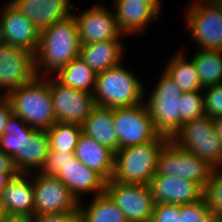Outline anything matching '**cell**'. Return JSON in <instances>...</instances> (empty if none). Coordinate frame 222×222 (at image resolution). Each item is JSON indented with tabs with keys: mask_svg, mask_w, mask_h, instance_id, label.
<instances>
[{
	"mask_svg": "<svg viewBox=\"0 0 222 222\" xmlns=\"http://www.w3.org/2000/svg\"><path fill=\"white\" fill-rule=\"evenodd\" d=\"M149 186L156 204L185 205L201 200L204 195L196 182L174 176L155 175Z\"/></svg>",
	"mask_w": 222,
	"mask_h": 222,
	"instance_id": "cell-16",
	"label": "cell"
},
{
	"mask_svg": "<svg viewBox=\"0 0 222 222\" xmlns=\"http://www.w3.org/2000/svg\"><path fill=\"white\" fill-rule=\"evenodd\" d=\"M48 77L57 121L82 125L96 106L93 94L64 86L53 76Z\"/></svg>",
	"mask_w": 222,
	"mask_h": 222,
	"instance_id": "cell-12",
	"label": "cell"
},
{
	"mask_svg": "<svg viewBox=\"0 0 222 222\" xmlns=\"http://www.w3.org/2000/svg\"><path fill=\"white\" fill-rule=\"evenodd\" d=\"M120 64L97 73L93 96L95 104L114 108L130 107L144 102V83Z\"/></svg>",
	"mask_w": 222,
	"mask_h": 222,
	"instance_id": "cell-4",
	"label": "cell"
},
{
	"mask_svg": "<svg viewBox=\"0 0 222 222\" xmlns=\"http://www.w3.org/2000/svg\"><path fill=\"white\" fill-rule=\"evenodd\" d=\"M34 222H81L79 212L33 216Z\"/></svg>",
	"mask_w": 222,
	"mask_h": 222,
	"instance_id": "cell-37",
	"label": "cell"
},
{
	"mask_svg": "<svg viewBox=\"0 0 222 222\" xmlns=\"http://www.w3.org/2000/svg\"><path fill=\"white\" fill-rule=\"evenodd\" d=\"M91 199L88 206L79 202L81 222H128L124 213L105 192Z\"/></svg>",
	"mask_w": 222,
	"mask_h": 222,
	"instance_id": "cell-26",
	"label": "cell"
},
{
	"mask_svg": "<svg viewBox=\"0 0 222 222\" xmlns=\"http://www.w3.org/2000/svg\"><path fill=\"white\" fill-rule=\"evenodd\" d=\"M37 76L34 53L3 43L0 45V95L5 96ZM1 90L4 91L1 93Z\"/></svg>",
	"mask_w": 222,
	"mask_h": 222,
	"instance_id": "cell-13",
	"label": "cell"
},
{
	"mask_svg": "<svg viewBox=\"0 0 222 222\" xmlns=\"http://www.w3.org/2000/svg\"><path fill=\"white\" fill-rule=\"evenodd\" d=\"M180 217L182 222H221V219L208 210L205 198L201 200L180 205Z\"/></svg>",
	"mask_w": 222,
	"mask_h": 222,
	"instance_id": "cell-33",
	"label": "cell"
},
{
	"mask_svg": "<svg viewBox=\"0 0 222 222\" xmlns=\"http://www.w3.org/2000/svg\"><path fill=\"white\" fill-rule=\"evenodd\" d=\"M36 130L12 113L5 126L4 134L0 137V149L13 158L22 151L26 140H30Z\"/></svg>",
	"mask_w": 222,
	"mask_h": 222,
	"instance_id": "cell-29",
	"label": "cell"
},
{
	"mask_svg": "<svg viewBox=\"0 0 222 222\" xmlns=\"http://www.w3.org/2000/svg\"><path fill=\"white\" fill-rule=\"evenodd\" d=\"M2 44L1 33H0V45Z\"/></svg>",
	"mask_w": 222,
	"mask_h": 222,
	"instance_id": "cell-45",
	"label": "cell"
},
{
	"mask_svg": "<svg viewBox=\"0 0 222 222\" xmlns=\"http://www.w3.org/2000/svg\"><path fill=\"white\" fill-rule=\"evenodd\" d=\"M49 136L46 130H36L30 140H26L22 151L14 157L13 162L19 173L40 172L49 152Z\"/></svg>",
	"mask_w": 222,
	"mask_h": 222,
	"instance_id": "cell-24",
	"label": "cell"
},
{
	"mask_svg": "<svg viewBox=\"0 0 222 222\" xmlns=\"http://www.w3.org/2000/svg\"><path fill=\"white\" fill-rule=\"evenodd\" d=\"M1 222H34L33 216L5 214Z\"/></svg>",
	"mask_w": 222,
	"mask_h": 222,
	"instance_id": "cell-40",
	"label": "cell"
},
{
	"mask_svg": "<svg viewBox=\"0 0 222 222\" xmlns=\"http://www.w3.org/2000/svg\"><path fill=\"white\" fill-rule=\"evenodd\" d=\"M75 157L85 166L100 174L106 181L112 179L114 153L82 133L75 147Z\"/></svg>",
	"mask_w": 222,
	"mask_h": 222,
	"instance_id": "cell-23",
	"label": "cell"
},
{
	"mask_svg": "<svg viewBox=\"0 0 222 222\" xmlns=\"http://www.w3.org/2000/svg\"><path fill=\"white\" fill-rule=\"evenodd\" d=\"M162 73L151 90V94L147 95L148 99H144V102L156 131L171 139L181 128V95L183 92L164 70Z\"/></svg>",
	"mask_w": 222,
	"mask_h": 222,
	"instance_id": "cell-5",
	"label": "cell"
},
{
	"mask_svg": "<svg viewBox=\"0 0 222 222\" xmlns=\"http://www.w3.org/2000/svg\"><path fill=\"white\" fill-rule=\"evenodd\" d=\"M105 193L124 213L128 222H151L155 201L149 185L106 181Z\"/></svg>",
	"mask_w": 222,
	"mask_h": 222,
	"instance_id": "cell-9",
	"label": "cell"
},
{
	"mask_svg": "<svg viewBox=\"0 0 222 222\" xmlns=\"http://www.w3.org/2000/svg\"><path fill=\"white\" fill-rule=\"evenodd\" d=\"M81 126L82 133L93 138L114 154L119 150L118 136L114 125V109L96 105Z\"/></svg>",
	"mask_w": 222,
	"mask_h": 222,
	"instance_id": "cell-22",
	"label": "cell"
},
{
	"mask_svg": "<svg viewBox=\"0 0 222 222\" xmlns=\"http://www.w3.org/2000/svg\"><path fill=\"white\" fill-rule=\"evenodd\" d=\"M40 31L68 18L76 9L71 0H9Z\"/></svg>",
	"mask_w": 222,
	"mask_h": 222,
	"instance_id": "cell-18",
	"label": "cell"
},
{
	"mask_svg": "<svg viewBox=\"0 0 222 222\" xmlns=\"http://www.w3.org/2000/svg\"><path fill=\"white\" fill-rule=\"evenodd\" d=\"M213 167L195 154L176 146L171 140L162 148L155 175L174 176L196 182L203 190Z\"/></svg>",
	"mask_w": 222,
	"mask_h": 222,
	"instance_id": "cell-8",
	"label": "cell"
},
{
	"mask_svg": "<svg viewBox=\"0 0 222 222\" xmlns=\"http://www.w3.org/2000/svg\"><path fill=\"white\" fill-rule=\"evenodd\" d=\"M74 156V153L49 149L45 164L40 172L44 175L54 176L59 170L63 169V166L68 163Z\"/></svg>",
	"mask_w": 222,
	"mask_h": 222,
	"instance_id": "cell-35",
	"label": "cell"
},
{
	"mask_svg": "<svg viewBox=\"0 0 222 222\" xmlns=\"http://www.w3.org/2000/svg\"><path fill=\"white\" fill-rule=\"evenodd\" d=\"M12 113L10 101L4 95H0V137L4 134L5 126Z\"/></svg>",
	"mask_w": 222,
	"mask_h": 222,
	"instance_id": "cell-38",
	"label": "cell"
},
{
	"mask_svg": "<svg viewBox=\"0 0 222 222\" xmlns=\"http://www.w3.org/2000/svg\"><path fill=\"white\" fill-rule=\"evenodd\" d=\"M51 150L74 153L82 126L74 123L56 121L46 130Z\"/></svg>",
	"mask_w": 222,
	"mask_h": 222,
	"instance_id": "cell-30",
	"label": "cell"
},
{
	"mask_svg": "<svg viewBox=\"0 0 222 222\" xmlns=\"http://www.w3.org/2000/svg\"><path fill=\"white\" fill-rule=\"evenodd\" d=\"M170 140L205 160L213 168L222 167V145L214 121L209 116L183 123Z\"/></svg>",
	"mask_w": 222,
	"mask_h": 222,
	"instance_id": "cell-6",
	"label": "cell"
},
{
	"mask_svg": "<svg viewBox=\"0 0 222 222\" xmlns=\"http://www.w3.org/2000/svg\"><path fill=\"white\" fill-rule=\"evenodd\" d=\"M192 60L203 88L222 83V51L197 49Z\"/></svg>",
	"mask_w": 222,
	"mask_h": 222,
	"instance_id": "cell-28",
	"label": "cell"
},
{
	"mask_svg": "<svg viewBox=\"0 0 222 222\" xmlns=\"http://www.w3.org/2000/svg\"><path fill=\"white\" fill-rule=\"evenodd\" d=\"M151 222H182L180 205L158 203L155 204Z\"/></svg>",
	"mask_w": 222,
	"mask_h": 222,
	"instance_id": "cell-36",
	"label": "cell"
},
{
	"mask_svg": "<svg viewBox=\"0 0 222 222\" xmlns=\"http://www.w3.org/2000/svg\"><path fill=\"white\" fill-rule=\"evenodd\" d=\"M4 215H5L4 209H3L2 205L0 204V222L2 221Z\"/></svg>",
	"mask_w": 222,
	"mask_h": 222,
	"instance_id": "cell-44",
	"label": "cell"
},
{
	"mask_svg": "<svg viewBox=\"0 0 222 222\" xmlns=\"http://www.w3.org/2000/svg\"><path fill=\"white\" fill-rule=\"evenodd\" d=\"M217 137L220 140V143L222 145V117H217L213 119Z\"/></svg>",
	"mask_w": 222,
	"mask_h": 222,
	"instance_id": "cell-42",
	"label": "cell"
},
{
	"mask_svg": "<svg viewBox=\"0 0 222 222\" xmlns=\"http://www.w3.org/2000/svg\"><path fill=\"white\" fill-rule=\"evenodd\" d=\"M187 3L185 25L195 44L199 45L197 49L222 51V6L211 0Z\"/></svg>",
	"mask_w": 222,
	"mask_h": 222,
	"instance_id": "cell-7",
	"label": "cell"
},
{
	"mask_svg": "<svg viewBox=\"0 0 222 222\" xmlns=\"http://www.w3.org/2000/svg\"><path fill=\"white\" fill-rule=\"evenodd\" d=\"M182 53L181 49L176 52L163 70L177 83L182 92L203 90L193 60L191 58L187 60L185 54Z\"/></svg>",
	"mask_w": 222,
	"mask_h": 222,
	"instance_id": "cell-27",
	"label": "cell"
},
{
	"mask_svg": "<svg viewBox=\"0 0 222 222\" xmlns=\"http://www.w3.org/2000/svg\"><path fill=\"white\" fill-rule=\"evenodd\" d=\"M19 173H0V194L5 186Z\"/></svg>",
	"mask_w": 222,
	"mask_h": 222,
	"instance_id": "cell-41",
	"label": "cell"
},
{
	"mask_svg": "<svg viewBox=\"0 0 222 222\" xmlns=\"http://www.w3.org/2000/svg\"><path fill=\"white\" fill-rule=\"evenodd\" d=\"M136 1H141L148 3L158 14H161L160 6H161V1L160 0H136Z\"/></svg>",
	"mask_w": 222,
	"mask_h": 222,
	"instance_id": "cell-43",
	"label": "cell"
},
{
	"mask_svg": "<svg viewBox=\"0 0 222 222\" xmlns=\"http://www.w3.org/2000/svg\"><path fill=\"white\" fill-rule=\"evenodd\" d=\"M13 114L37 130H47L56 121L50 95L49 78L37 76L32 82L9 91Z\"/></svg>",
	"mask_w": 222,
	"mask_h": 222,
	"instance_id": "cell-3",
	"label": "cell"
},
{
	"mask_svg": "<svg viewBox=\"0 0 222 222\" xmlns=\"http://www.w3.org/2000/svg\"><path fill=\"white\" fill-rule=\"evenodd\" d=\"M170 138L159 135L155 140L119 149L114 154L112 180L126 184L149 185L157 171L162 148Z\"/></svg>",
	"mask_w": 222,
	"mask_h": 222,
	"instance_id": "cell-2",
	"label": "cell"
},
{
	"mask_svg": "<svg viewBox=\"0 0 222 222\" xmlns=\"http://www.w3.org/2000/svg\"><path fill=\"white\" fill-rule=\"evenodd\" d=\"M205 116L203 90L183 92L181 95V125Z\"/></svg>",
	"mask_w": 222,
	"mask_h": 222,
	"instance_id": "cell-32",
	"label": "cell"
},
{
	"mask_svg": "<svg viewBox=\"0 0 222 222\" xmlns=\"http://www.w3.org/2000/svg\"><path fill=\"white\" fill-rule=\"evenodd\" d=\"M78 13L74 17L78 24L81 44L127 38L118 30L113 9L109 10L103 3L96 2Z\"/></svg>",
	"mask_w": 222,
	"mask_h": 222,
	"instance_id": "cell-14",
	"label": "cell"
},
{
	"mask_svg": "<svg viewBox=\"0 0 222 222\" xmlns=\"http://www.w3.org/2000/svg\"><path fill=\"white\" fill-rule=\"evenodd\" d=\"M114 125L119 149L155 140L156 131L145 102L122 108H114Z\"/></svg>",
	"mask_w": 222,
	"mask_h": 222,
	"instance_id": "cell-11",
	"label": "cell"
},
{
	"mask_svg": "<svg viewBox=\"0 0 222 222\" xmlns=\"http://www.w3.org/2000/svg\"><path fill=\"white\" fill-rule=\"evenodd\" d=\"M113 11L118 30L128 36L143 33L159 14L148 4L136 0H114Z\"/></svg>",
	"mask_w": 222,
	"mask_h": 222,
	"instance_id": "cell-19",
	"label": "cell"
},
{
	"mask_svg": "<svg viewBox=\"0 0 222 222\" xmlns=\"http://www.w3.org/2000/svg\"><path fill=\"white\" fill-rule=\"evenodd\" d=\"M0 33L3 44L36 54L40 30L9 1L0 8Z\"/></svg>",
	"mask_w": 222,
	"mask_h": 222,
	"instance_id": "cell-15",
	"label": "cell"
},
{
	"mask_svg": "<svg viewBox=\"0 0 222 222\" xmlns=\"http://www.w3.org/2000/svg\"><path fill=\"white\" fill-rule=\"evenodd\" d=\"M96 75L80 57H77L52 76L64 86L93 94Z\"/></svg>",
	"mask_w": 222,
	"mask_h": 222,
	"instance_id": "cell-25",
	"label": "cell"
},
{
	"mask_svg": "<svg viewBox=\"0 0 222 222\" xmlns=\"http://www.w3.org/2000/svg\"><path fill=\"white\" fill-rule=\"evenodd\" d=\"M205 116L222 117V83L203 88Z\"/></svg>",
	"mask_w": 222,
	"mask_h": 222,
	"instance_id": "cell-34",
	"label": "cell"
},
{
	"mask_svg": "<svg viewBox=\"0 0 222 222\" xmlns=\"http://www.w3.org/2000/svg\"><path fill=\"white\" fill-rule=\"evenodd\" d=\"M122 39L81 44L79 57L97 74L122 64L125 48Z\"/></svg>",
	"mask_w": 222,
	"mask_h": 222,
	"instance_id": "cell-21",
	"label": "cell"
},
{
	"mask_svg": "<svg viewBox=\"0 0 222 222\" xmlns=\"http://www.w3.org/2000/svg\"><path fill=\"white\" fill-rule=\"evenodd\" d=\"M203 197L208 210L222 219V167L213 168L210 180L204 188Z\"/></svg>",
	"mask_w": 222,
	"mask_h": 222,
	"instance_id": "cell-31",
	"label": "cell"
},
{
	"mask_svg": "<svg viewBox=\"0 0 222 222\" xmlns=\"http://www.w3.org/2000/svg\"><path fill=\"white\" fill-rule=\"evenodd\" d=\"M74 14L40 31L35 54V67L39 77L48 76V73L51 76L79 57L81 43Z\"/></svg>",
	"mask_w": 222,
	"mask_h": 222,
	"instance_id": "cell-1",
	"label": "cell"
},
{
	"mask_svg": "<svg viewBox=\"0 0 222 222\" xmlns=\"http://www.w3.org/2000/svg\"><path fill=\"white\" fill-rule=\"evenodd\" d=\"M0 173H19L14 165L13 158L0 149Z\"/></svg>",
	"mask_w": 222,
	"mask_h": 222,
	"instance_id": "cell-39",
	"label": "cell"
},
{
	"mask_svg": "<svg viewBox=\"0 0 222 222\" xmlns=\"http://www.w3.org/2000/svg\"><path fill=\"white\" fill-rule=\"evenodd\" d=\"M0 204L5 214L34 216L32 173L15 176L1 191Z\"/></svg>",
	"mask_w": 222,
	"mask_h": 222,
	"instance_id": "cell-20",
	"label": "cell"
},
{
	"mask_svg": "<svg viewBox=\"0 0 222 222\" xmlns=\"http://www.w3.org/2000/svg\"><path fill=\"white\" fill-rule=\"evenodd\" d=\"M70 190L78 202L82 194L100 195L105 192L106 180L93 169L85 166L75 156L55 175Z\"/></svg>",
	"mask_w": 222,
	"mask_h": 222,
	"instance_id": "cell-17",
	"label": "cell"
},
{
	"mask_svg": "<svg viewBox=\"0 0 222 222\" xmlns=\"http://www.w3.org/2000/svg\"><path fill=\"white\" fill-rule=\"evenodd\" d=\"M32 184L34 216L79 212V202L59 178L33 172Z\"/></svg>",
	"mask_w": 222,
	"mask_h": 222,
	"instance_id": "cell-10",
	"label": "cell"
}]
</instances>
